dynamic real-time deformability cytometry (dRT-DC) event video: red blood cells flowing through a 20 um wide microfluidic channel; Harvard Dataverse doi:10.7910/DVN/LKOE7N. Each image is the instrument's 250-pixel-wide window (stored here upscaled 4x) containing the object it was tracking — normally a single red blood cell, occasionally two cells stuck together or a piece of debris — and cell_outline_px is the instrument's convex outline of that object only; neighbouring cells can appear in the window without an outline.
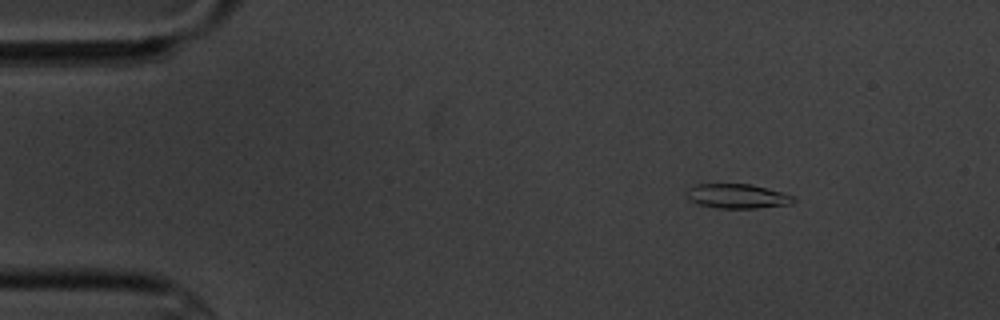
{"species": "common noctule bat (a hibernating species)", "species_latin": "Nyctalus noctula", "temperature_condition": "cold", "stored_images_in_passage": 8, "camera_frame_rate_fps": 3000, "um_per_image_px": 0.085, "animal": {"sex": "male", "body_mass_g": 20.1, "forearm_length_mm": 53.5}, "frame": {"image": 1, "passage_image": 2, "time_ms": 1.333, "image_size_px": [1000, 320], "cell_outline_px": [[796, 200], [792, 204], [756, 208], [716, 208], [696, 204], [688, 196], [688, 188], [696, 184], [752, 184], [780, 192], [792, 196]], "centroid_in_image_um": [62.67, 16.68], "position_along_channel_um": 22.3, "area_um2": 15.09}}
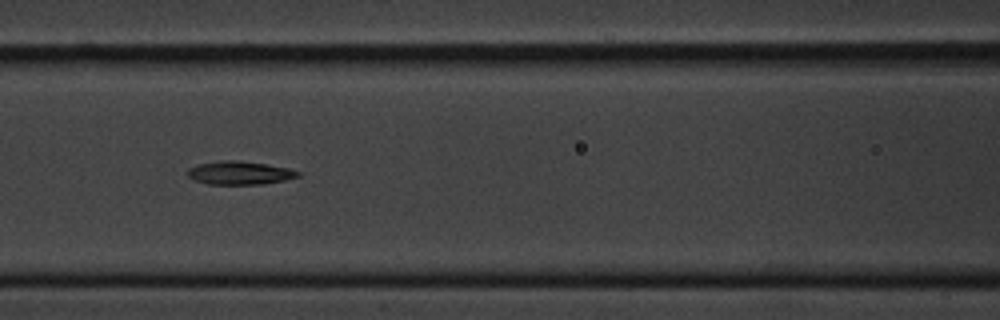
{"frame": {"image": 2, "passage_image": 7, "time_ms": 7.0, "image_size_px": [1000, 320], "cell_outline_px": [[300, 176], [284, 180], [260, 184], [208, 184], [196, 180], [188, 176], [188, 168], [200, 164], [224, 160], [236, 160], [264, 164], [288, 168], [300, 172]], "centroid_in_image_um": [20.38, 14.7], "position_along_channel_um": 146.2, "area_um2": 14.68}}
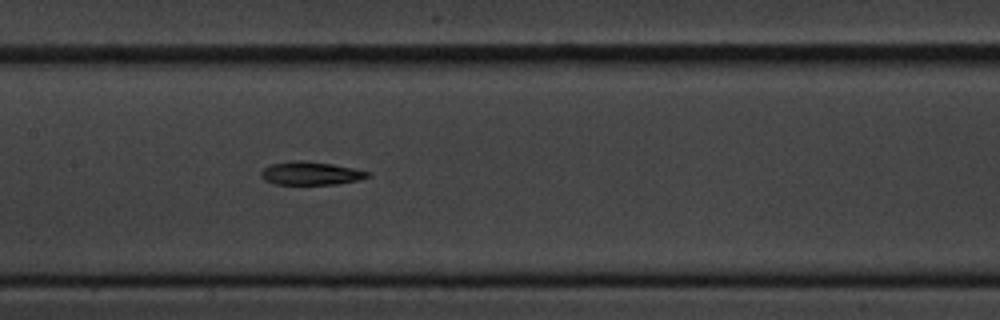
{"frame": {"image": 3, "passage_image": 8, "time_ms": 8.0, "image_size_px": [1000, 320], "cell_outline_px": [[372, 176], [360, 180], [336, 184], [276, 184], [264, 180], [260, 176], [260, 172], [264, 168], [272, 164], [292, 160], [300, 160], [332, 164], [372, 172]], "centroid_in_image_um": [26.44, 14.73], "position_along_channel_um": 181.0, "area_um2": 14.51}}